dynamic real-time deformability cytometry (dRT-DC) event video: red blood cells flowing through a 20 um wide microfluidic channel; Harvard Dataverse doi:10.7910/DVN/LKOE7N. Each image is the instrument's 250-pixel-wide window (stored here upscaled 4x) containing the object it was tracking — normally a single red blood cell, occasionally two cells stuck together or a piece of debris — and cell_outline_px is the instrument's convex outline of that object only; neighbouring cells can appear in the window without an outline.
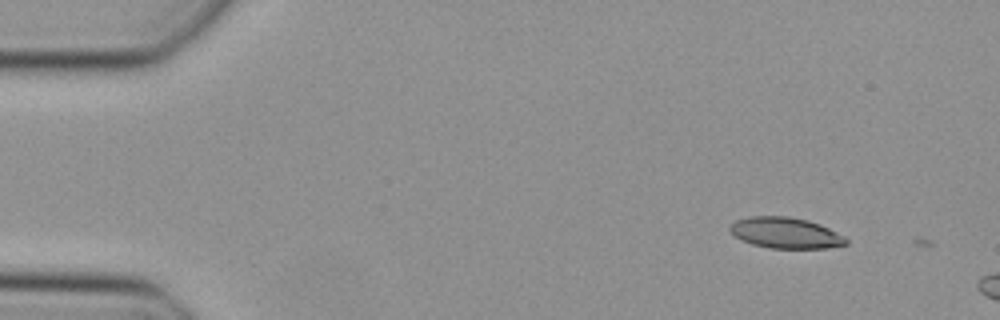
{"species": "Egyptian fruit bat (a non-hibernating species)", "species_latin": "Rousettus aegyptiacus", "temperature_condition": "cold", "stored_images_in_passage": 2, "camera_frame_rate_fps": 3000, "um_per_image_px": 0.085, "animal": {"sex": "female"}, "frame": {"image": 1, "passage_image": 1, "time_ms": 0.0, "image_size_px": [1000, 320], "cell_outline_px": [[848, 244], [824, 248], [768, 248], [752, 244], [736, 236], [728, 228], [736, 220], [748, 216], [788, 216], [808, 220], [820, 224], [844, 236], [848, 240]], "centroid_in_image_um": [66.78, 19.79], "position_along_channel_um": 18.2, "area_um2": 20.81}}